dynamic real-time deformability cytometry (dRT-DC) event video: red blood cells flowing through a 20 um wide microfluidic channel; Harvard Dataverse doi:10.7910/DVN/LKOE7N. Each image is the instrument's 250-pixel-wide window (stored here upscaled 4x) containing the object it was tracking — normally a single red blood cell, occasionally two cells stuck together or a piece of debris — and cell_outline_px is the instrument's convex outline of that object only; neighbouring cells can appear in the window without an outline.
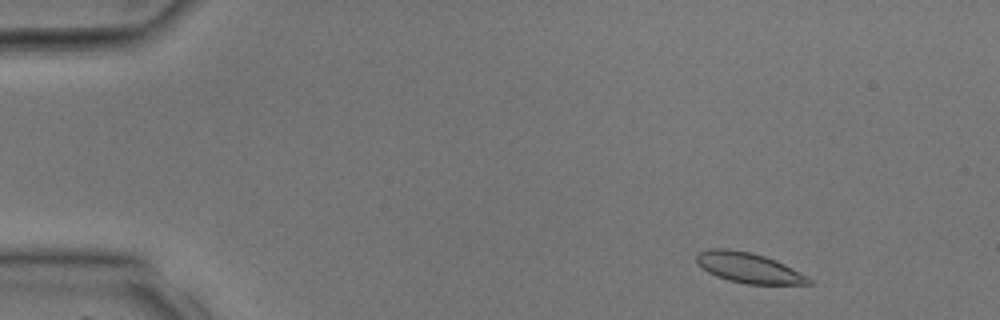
{"species": "common noctule bat (a hibernating species)", "species_latin": "Nyctalus noctula", "temperature_condition": "room temperature", "stored_images_in_passage": 37, "camera_frame_rate_fps": 3000, "um_per_image_px": 0.085, "animal": {"sex": "male", "body_mass_g": 17.9, "forearm_length_mm": 54.2}, "frame": {"image": 1, "passage_image": 3, "time_ms": 0.667, "image_size_px": [1000, 320], "cell_outline_px": [[812, 284], [744, 284], [728, 280], [716, 276], [708, 272], [696, 260], [696, 256], [700, 252], [708, 248], [728, 248], [752, 252], [776, 260], [784, 264], [812, 280]], "centroid_in_image_um": [63.61, 22.75], "position_along_channel_um": 21.4, "area_um2": 19.59}}
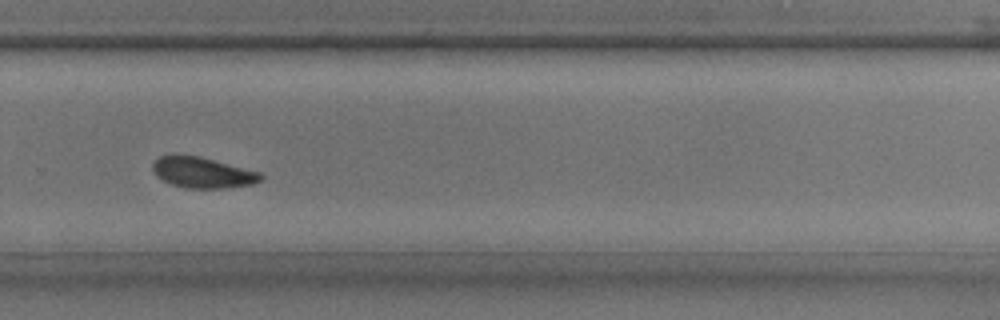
{"frame": {"image": 2, "passage_image": 25, "time_ms": 8.0, "image_size_px": [1000, 320], "cell_outline_px": [[264, 180], [252, 184], [224, 188], [184, 188], [172, 184], [156, 176], [152, 168], [152, 164], [160, 156], [200, 156], [260, 172], [264, 176]], "centroid_in_image_um": [17.26, 14.68], "position_along_channel_um": 312.5, "area_um2": 19.19}}
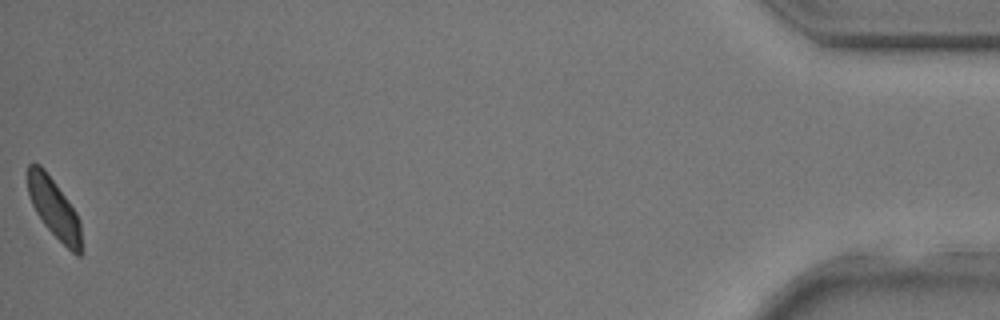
{"frame": {"image": 3, "passage_image": 37, "time_ms": 12.0, "image_size_px": [1000, 320], "cell_outline_px": [[80, 256], [76, 256], [44, 224], [36, 212], [32, 204], [28, 192], [28, 164], [40, 164], [44, 168], [56, 184], [76, 212], [80, 220]], "centroid_in_image_um": [4.58, 17.67], "position_along_channel_um": 430.6, "area_um2": 18.09}}